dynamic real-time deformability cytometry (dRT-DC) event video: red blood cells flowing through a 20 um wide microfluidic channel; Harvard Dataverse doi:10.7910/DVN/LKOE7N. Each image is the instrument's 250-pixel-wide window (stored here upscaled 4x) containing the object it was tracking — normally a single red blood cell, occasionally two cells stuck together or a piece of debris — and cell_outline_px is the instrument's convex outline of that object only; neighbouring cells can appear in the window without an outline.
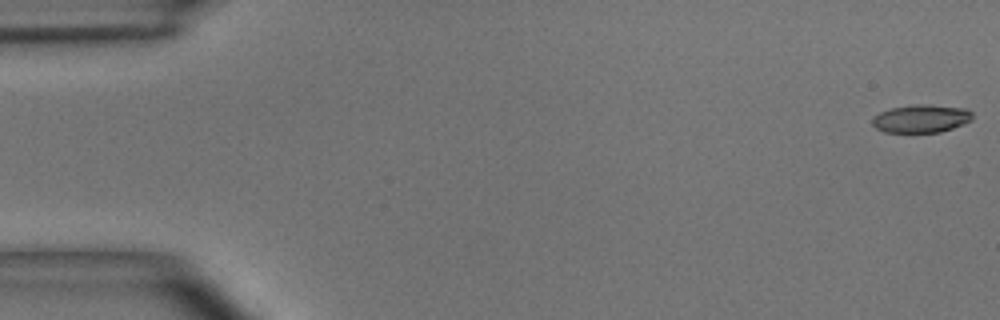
{"species": "common noctule bat (a hibernating species)", "species_latin": "Nyctalus noctula", "temperature_condition": "room temperature", "stored_images_in_passage": 55, "camera_frame_rate_fps": 3000, "um_per_image_px": 0.085, "animal": {"sex": "male", "body_mass_g": 15.6}, "frame": {"image": 1, "passage_image": 1, "time_ms": 0.0, "image_size_px": [1000, 320], "cell_outline_px": [[972, 120], [964, 124], [940, 132], [884, 132], [876, 128], [872, 124], [872, 116], [880, 112], [892, 108], [916, 104], [928, 104], [968, 108], [972, 112]], "centroid_in_image_um": [78.31, 10.07], "position_along_channel_um": 6.7, "area_um2": 16.47}}
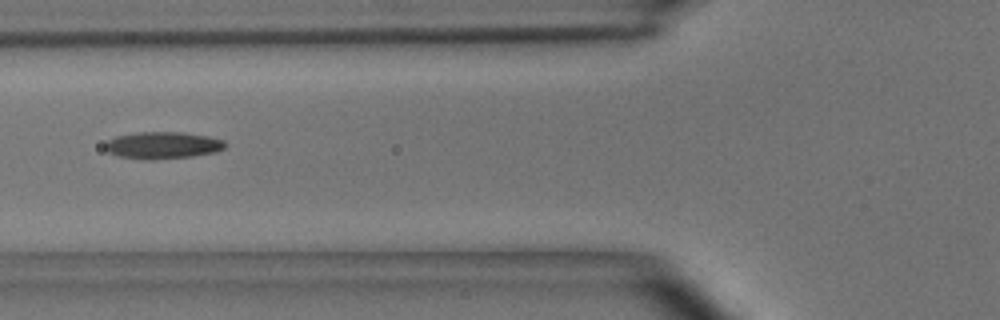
{"frame": {"image": 2, "passage_image": 21, "time_ms": 6.667, "image_size_px": [1000, 320], "cell_outline_px": [[228, 144], [224, 148], [216, 152], [192, 156], [152, 160], [144, 160], [116, 156], [108, 152], [104, 148], [104, 144], [108, 140], [116, 136], [136, 132], [184, 132], [208, 136], [224, 140]], "centroid_in_image_um": [13.81, 12.35], "position_along_channel_um": 112.0, "area_um2": 19.19}}
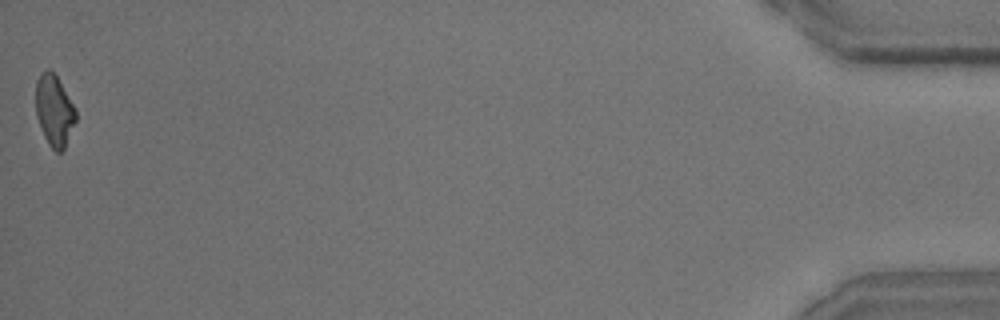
{"frame": {"image": 3, "passage_image": 55, "time_ms": 18.0, "image_size_px": [1000, 320], "cell_outline_px": [[76, 120], [64, 148], [60, 152], [56, 152], [48, 144], [44, 136], [36, 116], [36, 80], [48, 68], [56, 76], [76, 108]], "centroid_in_image_um": [4.61, 9.41], "position_along_channel_um": 430.6, "area_um2": 16.36}, "authors_computed_cell_mechanics": {"area_um2": 17.629, "velocity_mm_per_s": 3.6513, "shape_relaxation_time_tau1_ms": 7.7815, "shape_relaxation_time_tau2_ms": 3.166, "deformation_change_tau1": 0.2079, "deformation_change_tau2": 0.1217}}